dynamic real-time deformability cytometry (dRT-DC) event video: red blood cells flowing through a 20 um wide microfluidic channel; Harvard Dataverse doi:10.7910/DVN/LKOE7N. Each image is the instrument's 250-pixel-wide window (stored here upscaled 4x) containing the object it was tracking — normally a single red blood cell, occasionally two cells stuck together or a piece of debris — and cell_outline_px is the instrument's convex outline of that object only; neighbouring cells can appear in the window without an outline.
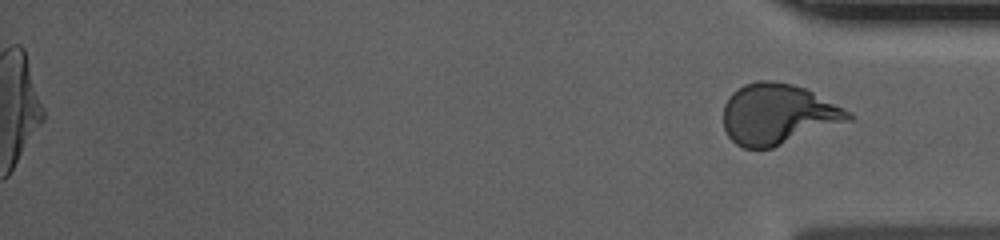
{"species": "human", "species_latin": "Homo sapiens", "temperature_condition": "cold", "stored_images_in_passage": 57, "segment_of_instrument_passage": [2, 2], "camera_frame_rate_fps": 3000, "um_per_image_px": 0.085, "donor": {"sex": "male"}, "frame": {"image": 1, "passage_image": 57, "time_ms": 18.667, "image_size_px": [1000, 240], "cell_outline_px": [[856, 116], [852, 120], [772, 148], [744, 148], [736, 144], [728, 136], [724, 128], [724, 104], [728, 96], [732, 92], [744, 84], [756, 80], [772, 80], [792, 84], [804, 88], [852, 112]], "centroid_in_image_um": [66.12, 9.7], "position_along_channel_um": 369.1, "area_um2": 44.27}}